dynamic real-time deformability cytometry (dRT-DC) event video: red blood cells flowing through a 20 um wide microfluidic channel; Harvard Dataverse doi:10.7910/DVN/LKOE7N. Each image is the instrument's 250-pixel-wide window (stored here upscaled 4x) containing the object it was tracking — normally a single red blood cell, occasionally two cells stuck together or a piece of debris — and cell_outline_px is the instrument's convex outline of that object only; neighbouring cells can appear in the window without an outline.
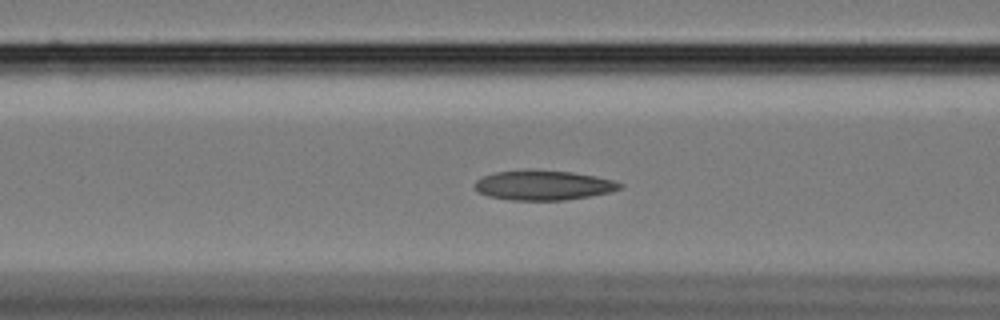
{"species": "Egyptian fruit bat (a non-hibernating species)", "species_latin": "Rousettus aegyptiacus", "temperature_condition": "cold", "stored_images_in_passage": 48, "camera_frame_rate_fps": 3000, "um_per_image_px": 0.085, "animal": {"sex": "female"}, "frame": {"image": 1, "passage_image": 20, "time_ms": 6.333, "image_size_px": [1000, 320], "cell_outline_px": [[624, 184], [620, 188], [612, 192], [564, 200], [508, 200], [488, 196], [476, 192], [476, 180], [484, 176], [496, 172], [572, 172], [596, 176], [612, 180]], "centroid_in_image_um": [46.21, 15.78], "position_along_channel_um": 120.4, "area_um2": 24.33}}
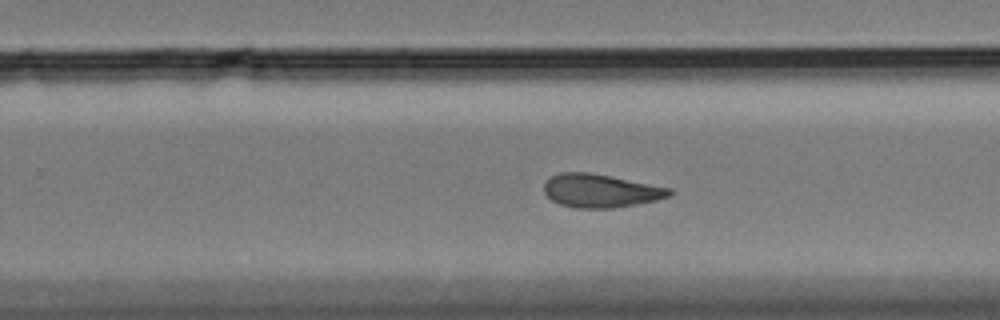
{"frame": {"image": 2, "passage_image": 34, "time_ms": 11.0, "image_size_px": [1000, 320], "cell_outline_px": [[672, 192], [668, 196], [656, 200], [636, 204], [612, 208], [576, 208], [560, 204], [552, 200], [544, 192], [544, 180], [560, 172], [588, 172], [672, 188]], "centroid_in_image_um": [51.01, 16.21], "position_along_channel_um": 278.8, "area_um2": 24.22}}
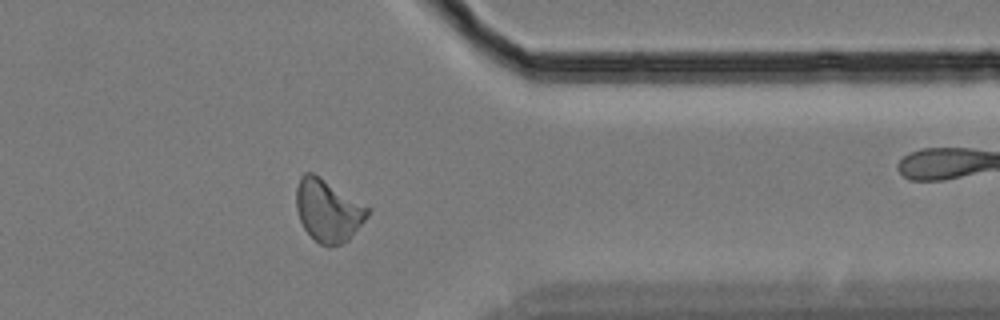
{"frame": {"image": 3, "passage_image": 44, "time_ms": 14.333, "image_size_px": [1000, 320], "cell_outline_px": [[372, 208], [368, 216], [348, 240], [340, 244], [328, 248], [320, 244], [304, 228], [300, 220], [296, 208], [296, 188], [300, 176], [304, 172], [312, 172]], "centroid_in_image_um": [27.89, 17.89], "position_along_channel_um": 383.5, "area_um2": 25.95}, "authors_computed_cell_mechanics": {"area_um2": 24.9696, "velocity_mm_per_s": 3.3987, "shape_relaxation_time_tau1_ms": null, "shape_relaxation_time_tau2_ms": 4.3673, "deformation_change_tau1": null, "deformation_change_tau2": 0.1209}}